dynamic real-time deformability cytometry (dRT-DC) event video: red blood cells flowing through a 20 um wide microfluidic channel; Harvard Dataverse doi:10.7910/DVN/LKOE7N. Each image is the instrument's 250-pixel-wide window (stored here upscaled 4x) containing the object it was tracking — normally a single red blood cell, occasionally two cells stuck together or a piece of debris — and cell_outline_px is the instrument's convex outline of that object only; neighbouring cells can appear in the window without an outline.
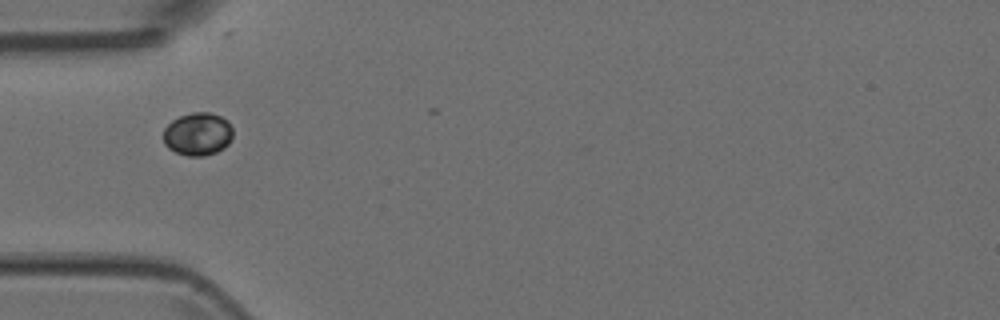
{"species": "Egyptian fruit bat (a non-hibernating species)", "species_latin": "Rousettus aegyptiacus", "temperature_condition": "room temperature", "stored_images_in_passage": 6, "camera_frame_rate_fps": 3000, "um_per_image_px": 0.085, "animal": {"sex": "female"}, "frame": {"image": 1, "passage_image": 2, "time_ms": 0.333, "image_size_px": [1000, 320], "cell_outline_px": [[232, 140], [224, 148], [216, 152], [204, 156], [188, 156], [176, 152], [168, 148], [164, 144], [164, 128], [172, 120], [180, 116], [192, 112], [212, 112], [228, 120], [232, 128]], "centroid_in_image_um": [16.83, 11.39], "position_along_channel_um": 68.2, "area_um2": 17.57}}
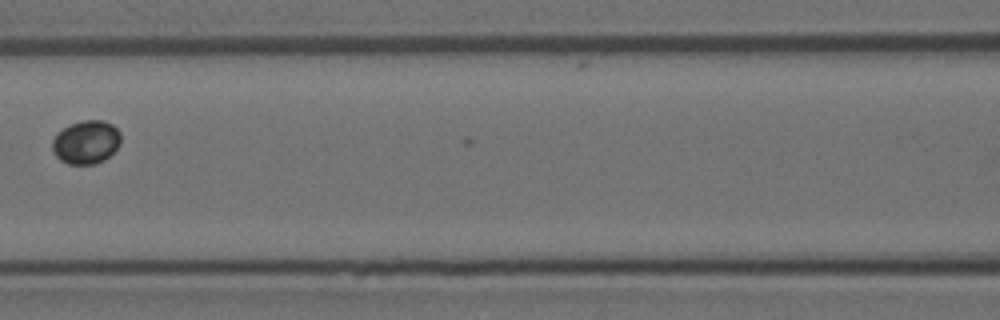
{"frame": {"image": 2, "passage_image": 4, "time_ms": 1.0, "image_size_px": [1000, 320], "cell_outline_px": [[120, 144], [104, 160], [92, 164], [68, 164], [60, 160], [56, 156], [52, 148], [52, 140], [64, 128], [72, 124], [84, 120], [104, 120], [112, 124], [120, 132]], "centroid_in_image_um": [7.33, 12.08], "position_along_channel_um": 159.3, "area_um2": 17.11}}
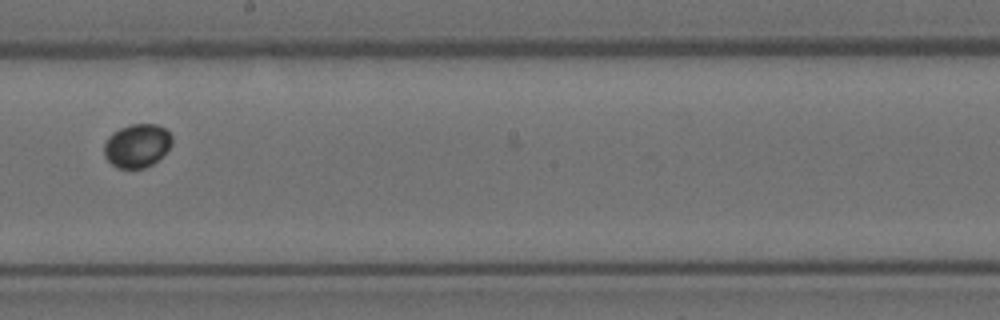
{"frame": {"image": 3, "passage_image": 6, "time_ms": 1.667, "image_size_px": [1000, 320], "cell_outline_px": [[172, 144], [152, 164], [144, 168], [116, 168], [104, 156], [104, 144], [108, 136], [120, 128], [132, 124], [156, 124], [164, 128], [172, 136]], "centroid_in_image_um": [11.62, 12.38], "position_along_channel_um": 236.6, "area_um2": 17.05}}